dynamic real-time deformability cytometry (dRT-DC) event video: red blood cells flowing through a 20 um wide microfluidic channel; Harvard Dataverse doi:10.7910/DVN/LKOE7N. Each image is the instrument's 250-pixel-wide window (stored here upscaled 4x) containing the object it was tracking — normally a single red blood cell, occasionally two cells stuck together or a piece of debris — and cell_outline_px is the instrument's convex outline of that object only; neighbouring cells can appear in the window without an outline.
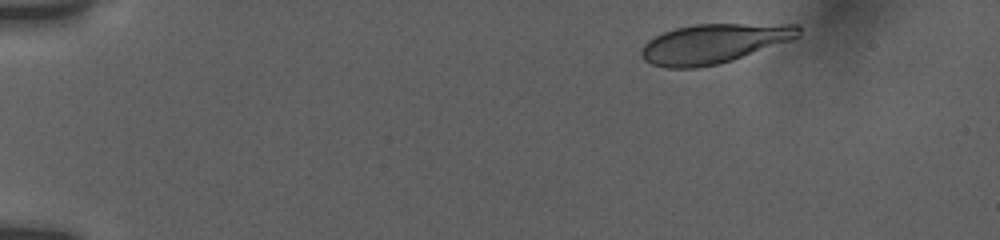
{"species": "human", "species_latin": "Homo sapiens", "temperature_condition": "room temperature", "stored_images_in_passage": 31, "camera_frame_rate_fps": 3000, "um_per_image_px": 0.085, "donor": {"sex": "female"}, "frame": {"image": 1, "passage_image": 1, "time_ms": 0.0, "image_size_px": [1000, 240], "cell_outline_px": [[800, 36], [792, 40], [732, 60], [716, 64], [696, 68], [664, 68], [652, 64], [644, 60], [640, 56], [640, 52], [644, 44], [648, 40], [664, 32], [676, 28], [696, 24], [796, 24], [800, 28]], "centroid_in_image_um": [60.66, 3.7], "position_along_channel_um": 24.3, "area_um2": 36.07}}
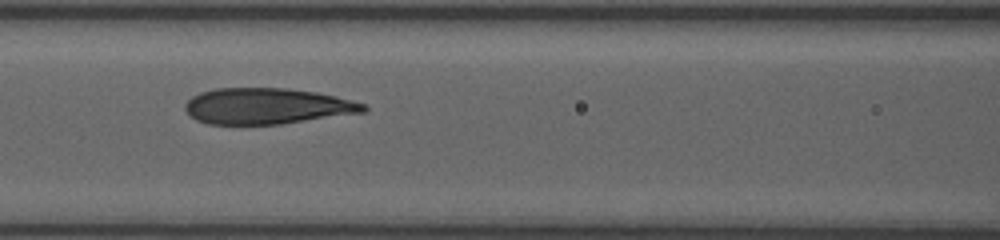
{"frame": {"image": 2, "passage_image": 18, "time_ms": 6.0, "image_size_px": [1000, 240], "cell_outline_px": [[368, 108], [364, 112], [280, 124], [208, 124], [196, 120], [184, 108], [184, 104], [192, 96], [200, 92], [216, 88], [288, 88], [316, 92], [336, 96], [364, 104]], "centroid_in_image_um": [22.67, 9.01], "position_along_channel_um": 143.9, "area_um2": 37.28}}
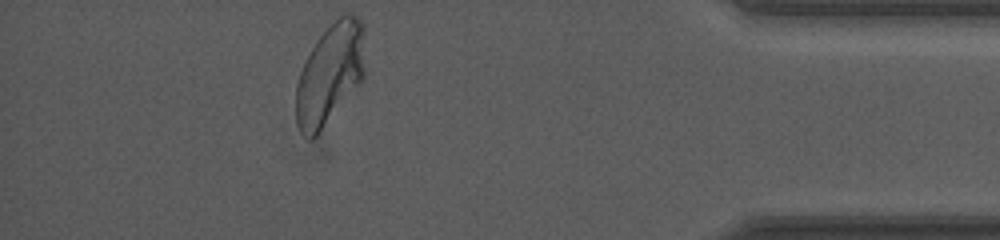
{"frame": {"image": 3, "passage_image": 31, "time_ms": 14.0, "image_size_px": [1000, 240], "cell_outline_px": [[364, 80], [316, 136], [312, 140], [308, 140], [300, 132], [296, 120], [296, 84], [300, 72], [312, 48], [320, 36], [344, 12], [352, 12], [364, 24]], "centroid_in_image_um": [28.07, 6.31], "position_along_channel_um": 407.1, "area_um2": 40.69}, "authors_computed_cell_mechanics": {"area_um2": 38.148, "velocity_mm_per_s": 3.7714, "shape_relaxation_time_tau1_ms": 6.6369, "shape_relaxation_time_tau2_ms": 1.0997, "deformation_change_tau1": 0.2261, "deformation_change_tau2": 0.0692}}